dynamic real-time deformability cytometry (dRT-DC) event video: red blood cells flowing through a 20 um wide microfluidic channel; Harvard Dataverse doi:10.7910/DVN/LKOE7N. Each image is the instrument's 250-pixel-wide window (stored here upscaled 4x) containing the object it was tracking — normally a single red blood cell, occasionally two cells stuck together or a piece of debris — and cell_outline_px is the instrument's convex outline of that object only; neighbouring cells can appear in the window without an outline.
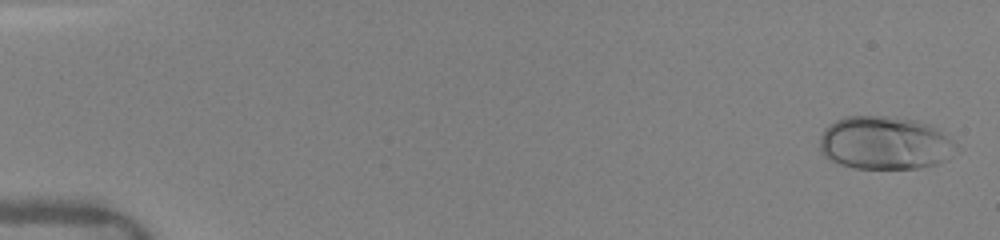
{"species": "human", "species_latin": "Homo sapiens", "temperature_condition": "warm", "stored_images_in_passage": 74, "camera_frame_rate_fps": 3000, "um_per_image_px": 0.085, "donor": {"sex": "female"}, "frame": {"image": 1, "passage_image": 1, "time_ms": 0.0, "image_size_px": [1000, 240], "cell_outline_px": [[956, 144], [948, 160], [936, 164], [920, 168], [852, 168], [828, 160], [824, 156], [820, 148], [820, 136], [824, 128], [828, 124], [844, 116], [888, 116], [916, 120], [940, 132], [952, 140]], "centroid_in_image_um": [75.13, 12.16], "position_along_channel_um": 9.9, "area_um2": 42.14}}
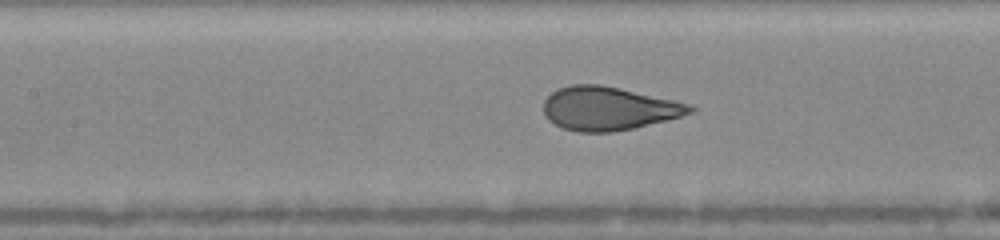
{"frame": {"image": 2, "passage_image": 36, "time_ms": 7.333, "image_size_px": [1000, 240], "cell_outline_px": [[696, 108], [692, 112], [668, 120], [632, 128], [612, 132], [576, 132], [564, 128], [548, 120], [544, 116], [544, 100], [552, 92], [560, 88], [572, 84], [600, 84], [676, 100], [688, 104]], "centroid_in_image_um": [51.72, 9.22], "position_along_channel_um": 155.7, "area_um2": 36.99}}
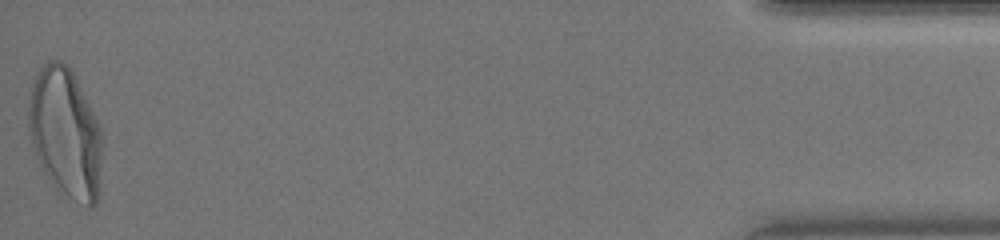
{"frame": {"image": 3, "passage_image": 73, "time_ms": 16.0, "image_size_px": [1000, 240], "cell_outline_px": [[104, 136], [96, 204], [92, 208], [88, 208], [68, 196], [52, 184], [40, 164], [32, 144], [28, 124], [28, 116], [32, 80], [40, 68], [48, 60], [60, 60], [68, 64], [72, 68], [96, 116]], "centroid_in_image_um": [5.58, 11.25], "position_along_channel_um": 429.6, "area_um2": 56.07}, "authors_computed_cell_mechanics": {"area_um2": 37.5122, "velocity_mm_per_s": 4.1105, "shape_relaxation_time_tau1_ms": 3.2931, "shape_relaxation_time_tau2_ms": null, "deformation_change_tau1": 0.1747, "deformation_change_tau2": null}}